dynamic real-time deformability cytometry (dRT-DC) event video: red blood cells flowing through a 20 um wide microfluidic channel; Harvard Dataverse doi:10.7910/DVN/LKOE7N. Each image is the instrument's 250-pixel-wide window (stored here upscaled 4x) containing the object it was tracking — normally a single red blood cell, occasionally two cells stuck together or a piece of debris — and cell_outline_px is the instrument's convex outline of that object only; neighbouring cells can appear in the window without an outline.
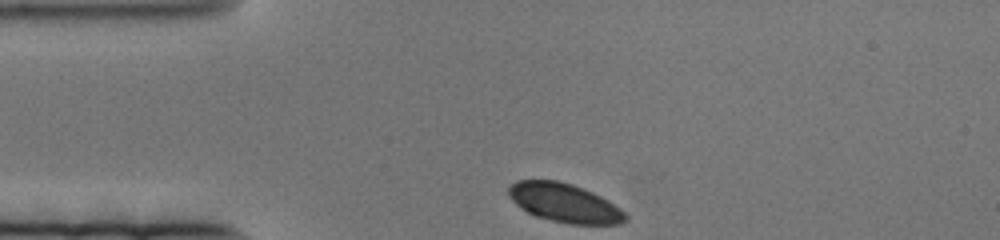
{"species": "human", "species_latin": "Homo sapiens", "temperature_condition": "cold", "stored_images_in_passage": 50, "camera_frame_rate_fps": 3000, "um_per_image_px": 0.085, "donor": {"sex": "female"}, "frame": {"image": 1, "passage_image": 1, "time_ms": 0.0, "image_size_px": [1000, 240], "cell_outline_px": [[628, 220], [620, 224], [568, 224], [536, 216], [520, 208], [508, 196], [508, 188], [516, 180], [556, 180], [572, 184], [592, 192], [608, 200], [620, 208], [628, 216]], "centroid_in_image_um": [47.99, 17.25], "position_along_channel_um": 37.0, "area_um2": 26.41}}
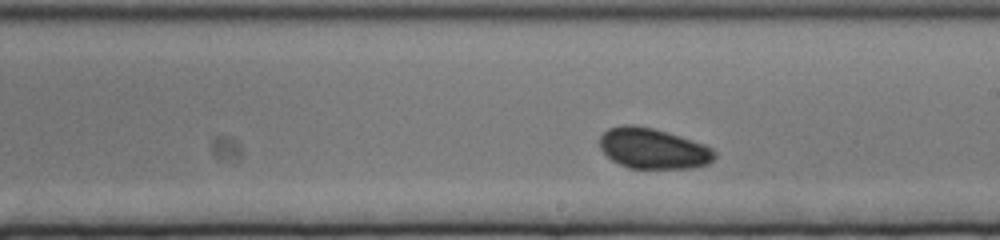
{"frame": {"image": 2, "passage_image": 29, "time_ms": 9.333, "image_size_px": [1000, 240], "cell_outline_px": [[716, 156], [708, 164], [692, 168], [628, 168], [612, 160], [600, 148], [600, 136], [608, 128], [624, 124], [632, 124], [652, 128], [680, 136], [704, 144], [712, 148], [716, 152]], "centroid_in_image_um": [55.51, 12.62], "position_along_channel_um": 233.5, "area_um2": 27.11}}
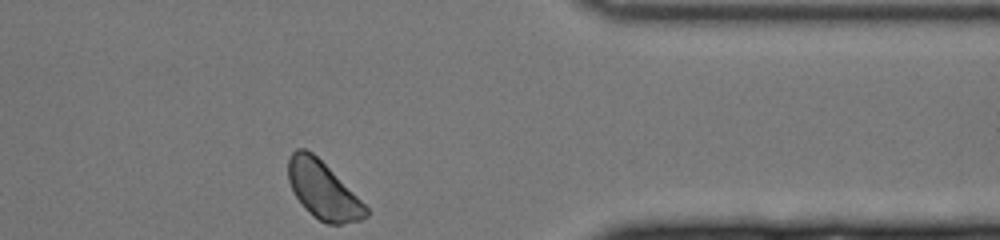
{"frame": {"image": 3, "passage_image": 50, "time_ms": 16.333, "image_size_px": [1000, 240], "cell_outline_px": [[368, 216], [360, 220], [344, 224], [328, 224], [320, 220], [304, 208], [296, 196], [288, 180], [288, 160], [292, 152], [296, 148], [304, 148], [312, 152], [368, 208]], "centroid_in_image_um": [27.43, 16.17], "position_along_channel_um": 384.0, "area_um2": 25.37}}